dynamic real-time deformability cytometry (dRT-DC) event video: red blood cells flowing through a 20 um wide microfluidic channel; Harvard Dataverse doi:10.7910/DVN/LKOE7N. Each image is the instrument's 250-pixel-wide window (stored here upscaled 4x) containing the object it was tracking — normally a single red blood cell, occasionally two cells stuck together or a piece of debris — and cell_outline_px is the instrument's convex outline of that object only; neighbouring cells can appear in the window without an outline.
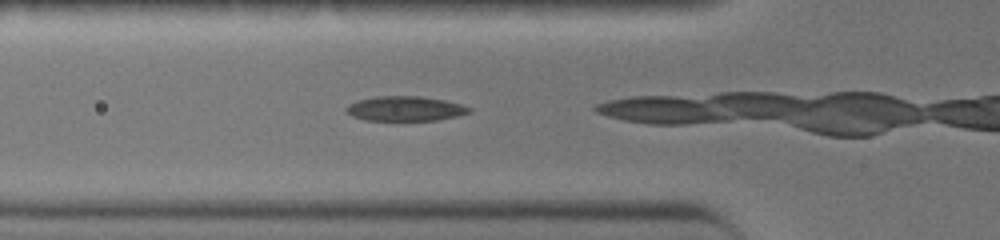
{"species": "common noctule bat (a hibernating species)", "species_latin": "Nyctalus noctula", "temperature_condition": "warm", "stored_images_in_passage": 26, "camera_frame_rate_fps": 3000, "um_per_image_px": 0.085, "animal": {"sex": "female", "body_mass_g": 19.0, "forearm_length_mm": 51.5}, "frame": {"image": 1, "passage_image": 10, "time_ms": 3.0, "image_size_px": [1000, 240], "cell_outline_px": [[472, 112], [456, 116], [436, 120], [364, 120], [352, 116], [344, 108], [348, 104], [356, 100], [376, 96], [420, 96], [444, 100], [460, 104], [472, 108]], "centroid_in_image_um": [34.42, 9.23], "position_along_channel_um": 91.4, "area_um2": 17.74}}
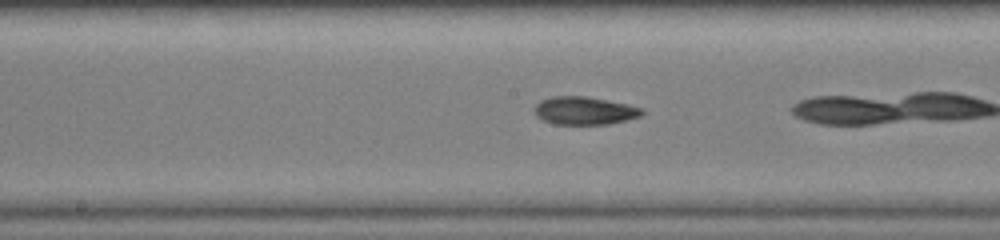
{"frame": {"image": 2, "passage_image": 17, "time_ms": 5.333, "image_size_px": [1000, 240], "cell_outline_px": [[644, 112], [640, 116], [628, 120], [608, 124], [552, 124], [540, 120], [536, 116], [532, 108], [540, 100], [552, 96], [584, 96], [628, 104], [644, 108]], "centroid_in_image_um": [49.64, 9.41], "position_along_channel_um": 198.6, "area_um2": 17.8}}
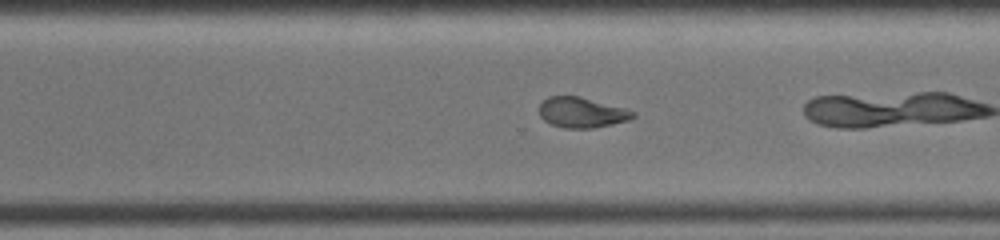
{"frame": {"image": 3, "passage_image": 25, "time_ms": 8.0, "image_size_px": [1000, 240], "cell_outline_px": [[636, 116], [628, 120], [612, 124], [592, 128], [564, 128], [552, 124], [544, 120], [540, 116], [540, 104], [548, 96], [580, 96], [624, 108], [636, 112]], "centroid_in_image_um": [49.45, 9.56], "position_along_channel_um": 321.1, "area_um2": 16.47}}